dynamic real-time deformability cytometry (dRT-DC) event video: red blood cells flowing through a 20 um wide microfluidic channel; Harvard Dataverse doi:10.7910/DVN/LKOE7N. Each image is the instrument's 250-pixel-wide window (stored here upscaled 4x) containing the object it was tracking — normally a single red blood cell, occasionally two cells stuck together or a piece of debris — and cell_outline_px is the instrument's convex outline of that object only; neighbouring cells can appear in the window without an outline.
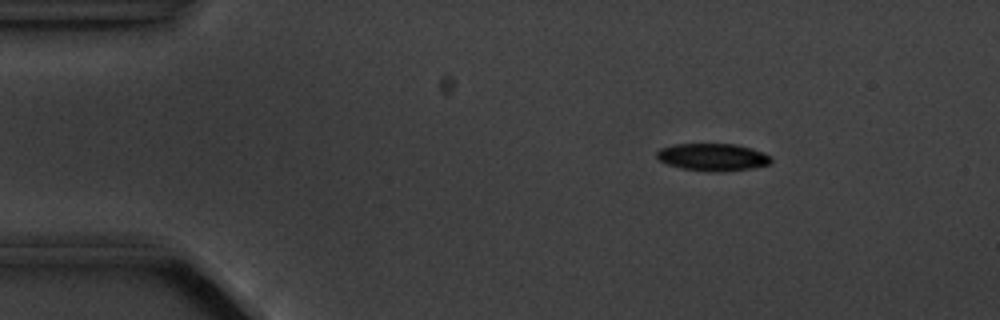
{"species": "common noctule bat (a hibernating species)", "species_latin": "Nyctalus noctula", "temperature_condition": "cold", "stored_images_in_passage": 5, "camera_frame_rate_fps": 3000, "um_per_image_px": 0.085, "animal": {"sex": "male", "body_mass_g": 20.1, "forearm_length_mm": 53.5}, "frame": {"image": 1, "passage_image": 3, "time_ms": 2.333, "image_size_px": [1000, 320], "cell_outline_px": [[772, 160], [768, 164], [748, 168], [712, 172], [680, 168], [668, 164], [660, 160], [656, 156], [656, 152], [660, 148], [676, 144], [736, 144], [752, 148], [768, 156]], "centroid_in_image_um": [60.52, 13.34], "position_along_channel_um": 24.5, "area_um2": 17.86}}